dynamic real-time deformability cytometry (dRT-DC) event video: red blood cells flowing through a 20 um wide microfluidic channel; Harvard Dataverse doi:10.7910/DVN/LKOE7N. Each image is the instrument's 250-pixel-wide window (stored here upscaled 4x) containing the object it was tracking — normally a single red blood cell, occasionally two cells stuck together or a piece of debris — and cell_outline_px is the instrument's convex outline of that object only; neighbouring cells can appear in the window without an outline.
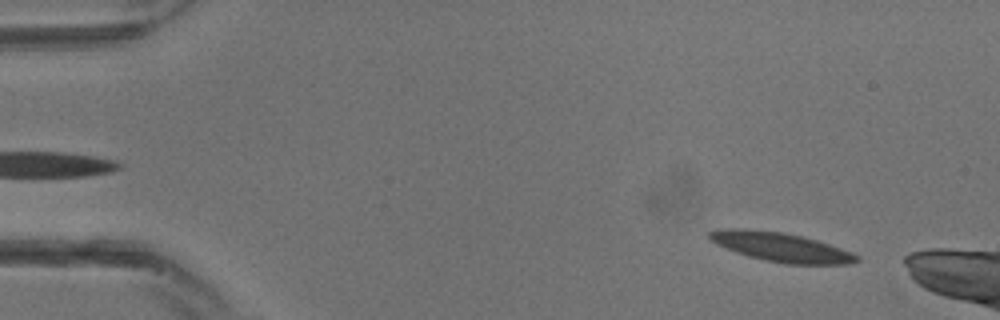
{"species": "common noctule bat (a hibernating species)", "species_latin": "Nyctalus noctula", "temperature_condition": "warm", "stored_images_in_passage": 31, "camera_frame_rate_fps": 3000, "um_per_image_px": 0.085, "animal": {"sex": "male", "body_mass_g": 13.3}, "frame": {"image": 1, "passage_image": 1, "time_ms": 0.0, "image_size_px": [1000, 320], "cell_outline_px": [[860, 260], [848, 264], [784, 264], [764, 260], [748, 256], [736, 252], [716, 244], [708, 236], [708, 232], [728, 228], [740, 228], [780, 232], [800, 236], [816, 240], [852, 252], [860, 256]], "centroid_in_image_um": [66.39, 21.01], "position_along_channel_um": 18.6, "area_um2": 24.74}}
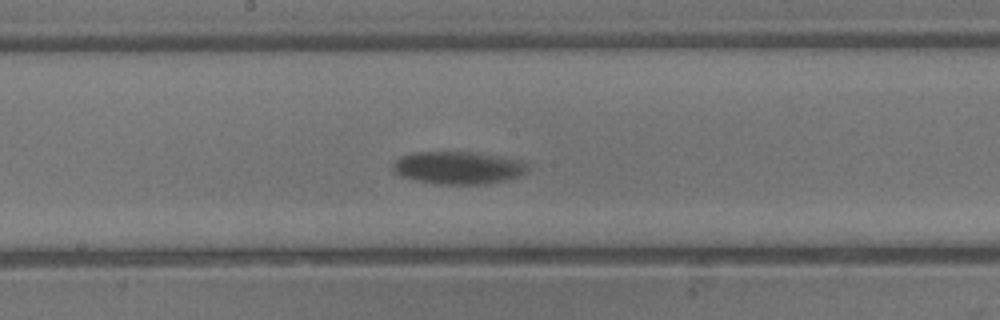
{"frame": {"image": 2, "passage_image": 15, "time_ms": 4.667, "image_size_px": [1000, 320], "cell_outline_px": [[528, 168], [520, 176], [488, 184], [436, 184], [416, 180], [400, 176], [392, 172], [392, 164], [400, 156], [416, 152], [476, 152], [528, 160]], "centroid_in_image_um": [38.97, 14.25], "position_along_channel_um": 209.2, "area_um2": 26.07}}
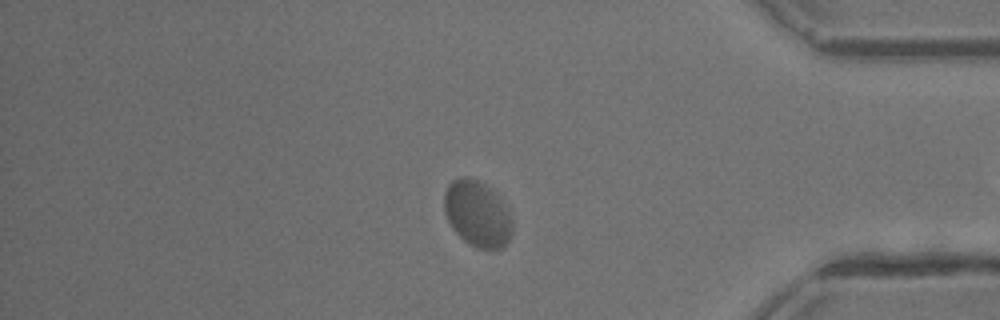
{"frame": {"image": 3, "passage_image": 25, "time_ms": 8.0, "image_size_px": [1000, 320], "cell_outline_px": [[512, 232], [508, 244], [504, 248], [476, 248], [468, 244], [452, 228], [444, 212], [444, 192], [448, 184], [452, 180], [464, 176], [468, 176], [484, 184], [508, 208], [512, 220]], "centroid_in_image_um": [40.57, 18.19], "position_along_channel_um": 394.6, "area_um2": 26.18}}